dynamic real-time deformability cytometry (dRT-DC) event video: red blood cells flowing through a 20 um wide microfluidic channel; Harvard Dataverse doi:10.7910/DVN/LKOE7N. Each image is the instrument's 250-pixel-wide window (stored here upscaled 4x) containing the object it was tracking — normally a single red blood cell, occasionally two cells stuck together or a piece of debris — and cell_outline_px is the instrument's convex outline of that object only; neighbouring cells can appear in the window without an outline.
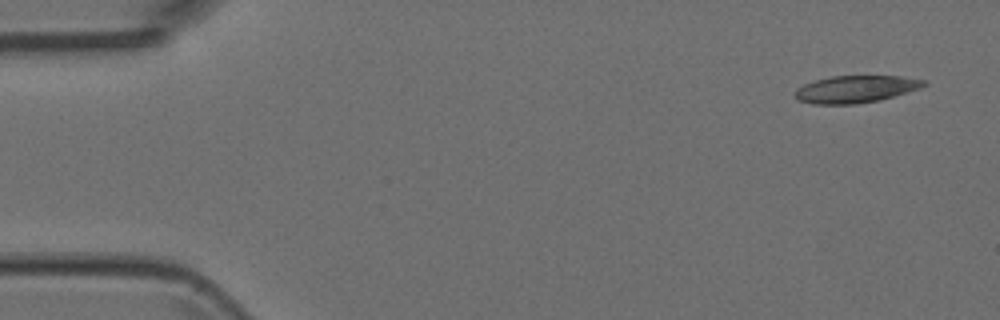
{"species": "Egyptian fruit bat (a non-hibernating species)", "species_latin": "Rousettus aegyptiacus", "temperature_condition": "room temperature", "stored_images_in_passage": 8, "camera_frame_rate_fps": 3000, "um_per_image_px": 0.085, "animal": {"sex": "female"}, "frame": {"image": 1, "passage_image": 1, "time_ms": 0.0, "image_size_px": [1000, 320], "cell_outline_px": [[928, 84], [920, 88], [880, 100], [856, 104], [812, 104], [796, 100], [792, 92], [796, 88], [804, 84], [816, 80], [832, 76], [900, 76], [928, 80]], "centroid_in_image_um": [72.7, 7.58], "position_along_channel_um": 12.3, "area_um2": 20.63}}
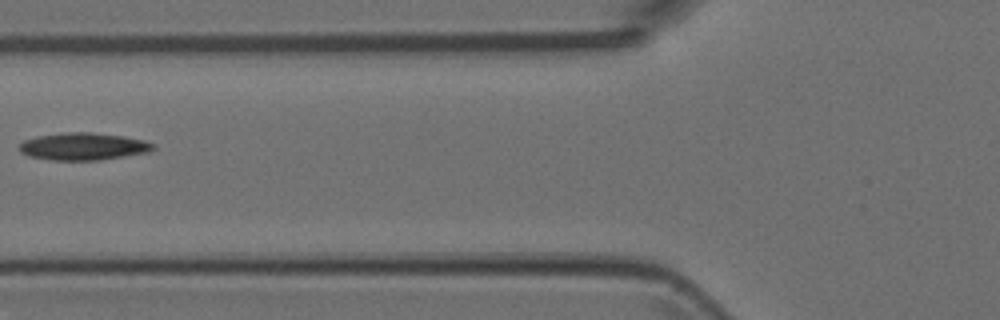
{"frame": {"image": 2, "passage_image": 6, "time_ms": 1.667, "image_size_px": [1000, 320], "cell_outline_px": [[156, 148], [148, 152], [100, 160], [52, 160], [28, 156], [20, 152], [20, 144], [24, 140], [36, 136], [68, 132], [88, 132], [124, 136], [144, 140], [156, 144]], "centroid_in_image_um": [7.1, 12.45], "position_along_channel_um": 118.7, "area_um2": 21.33}}
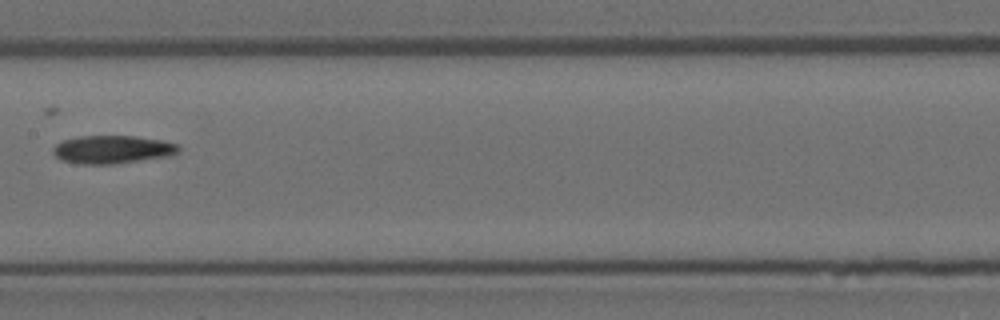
{"frame": {"image": 3, "passage_image": 8, "time_ms": 2.333, "image_size_px": [1000, 320], "cell_outline_px": [[180, 152], [140, 160], [112, 164], [80, 164], [60, 160], [52, 152], [52, 148], [56, 144], [64, 140], [80, 136], [136, 136], [164, 140], [180, 144]], "centroid_in_image_um": [9.53, 12.69], "position_along_channel_um": 197.9, "area_um2": 20.46}}